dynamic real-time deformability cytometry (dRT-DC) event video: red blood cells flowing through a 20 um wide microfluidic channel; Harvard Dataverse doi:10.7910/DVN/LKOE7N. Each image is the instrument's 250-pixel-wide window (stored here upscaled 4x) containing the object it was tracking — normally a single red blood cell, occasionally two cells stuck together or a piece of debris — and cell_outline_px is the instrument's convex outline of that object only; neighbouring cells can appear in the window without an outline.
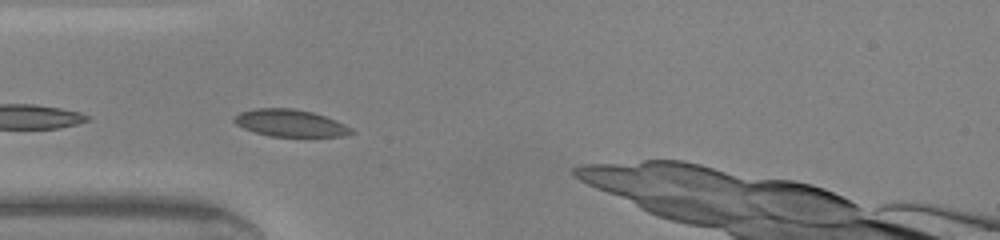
{"species": "common noctule bat (a hibernating species)", "species_latin": "Nyctalus noctula", "temperature_condition": "warm", "stored_images_in_passage": 12, "camera_frame_rate_fps": 3000, "um_per_image_px": 0.085, "animal": {"sex": "male", "body_mass_g": 20.0, "forearm_length_mm": 53.3}, "frame": {"image": 1, "passage_image": 7, "time_ms": 2.0, "image_size_px": [1000, 240], "cell_outline_px": [[356, 132], [344, 136], [268, 136], [244, 128], [236, 124], [232, 120], [240, 112], [256, 108], [292, 108], [312, 112], [336, 120], [352, 128]], "centroid_in_image_um": [24.68, 10.46], "position_along_channel_um": 60.3, "area_um2": 18.38}}